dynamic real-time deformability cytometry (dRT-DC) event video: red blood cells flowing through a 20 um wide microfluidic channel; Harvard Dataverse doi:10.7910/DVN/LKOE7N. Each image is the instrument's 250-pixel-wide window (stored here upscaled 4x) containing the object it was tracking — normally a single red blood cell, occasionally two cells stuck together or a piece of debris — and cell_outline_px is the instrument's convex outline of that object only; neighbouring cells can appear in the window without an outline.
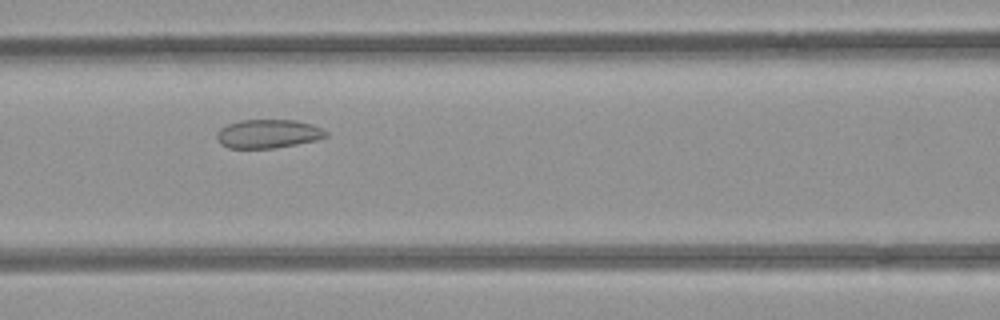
{"species": "common noctule bat (a hibernating species)", "species_latin": "Nyctalus noctula", "temperature_condition": "room temperature", "stored_images_in_passage": 35, "camera_frame_rate_fps": 3000, "um_per_image_px": 0.085, "animal": {"sex": "female", "body_mass_g": 21.9}, "frame": {"image": 1, "passage_image": 13, "time_ms": 4.0, "image_size_px": [1000, 320], "cell_outline_px": [[328, 136], [316, 140], [276, 148], [228, 148], [220, 144], [216, 140], [216, 132], [220, 128], [228, 124], [240, 120], [296, 120], [312, 124], [328, 132]], "centroid_in_image_um": [22.76, 11.37], "position_along_channel_um": 143.8, "area_um2": 18.38}}
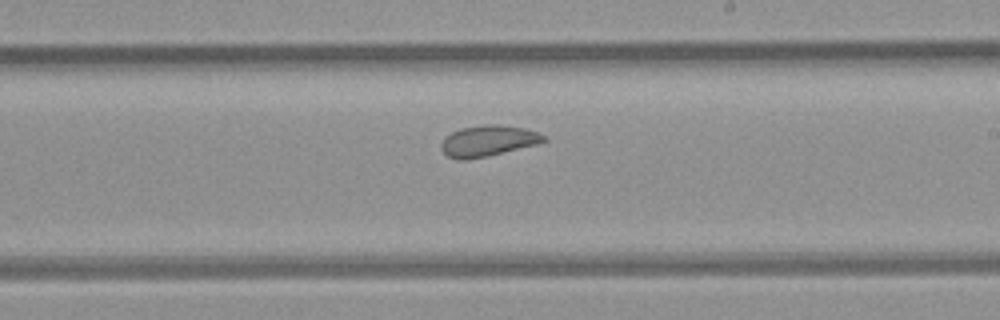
{"frame": {"image": 2, "passage_image": 21, "time_ms": 6.667, "image_size_px": [1000, 320], "cell_outline_px": [[548, 140], [536, 144], [488, 156], [464, 160], [460, 160], [448, 156], [440, 148], [440, 144], [444, 136], [460, 128], [484, 124], [496, 124], [524, 128], [548, 136]], "centroid_in_image_um": [41.46, 11.96], "position_along_channel_um": 247.5, "area_um2": 18.55}}
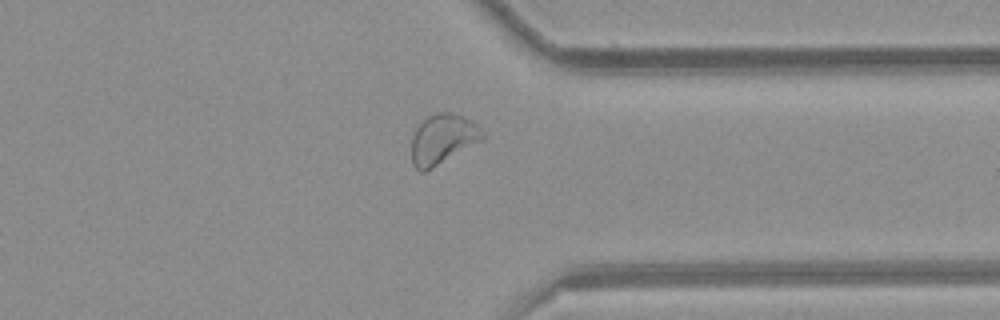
{"frame": {"image": 3, "passage_image": 31, "time_ms": 10.0, "image_size_px": [1000, 320], "cell_outline_px": [[484, 140], [432, 168], [424, 172], [420, 172], [412, 164], [412, 136], [416, 128], [428, 116], [440, 112], [448, 112], [464, 116], [472, 120], [484, 132]], "centroid_in_image_um": [37.65, 11.83], "position_along_channel_um": 373.7, "area_um2": 20.69}, "authors_computed_cell_mechanics": {"area_um2": 19.1318, "velocity_mm_per_s": 3.8988, "shape_relaxation_time_tau1_ms": null, "shape_relaxation_time_tau2_ms": 1.8706, "deformation_change_tau1": null, "deformation_change_tau2": 0.0727}}